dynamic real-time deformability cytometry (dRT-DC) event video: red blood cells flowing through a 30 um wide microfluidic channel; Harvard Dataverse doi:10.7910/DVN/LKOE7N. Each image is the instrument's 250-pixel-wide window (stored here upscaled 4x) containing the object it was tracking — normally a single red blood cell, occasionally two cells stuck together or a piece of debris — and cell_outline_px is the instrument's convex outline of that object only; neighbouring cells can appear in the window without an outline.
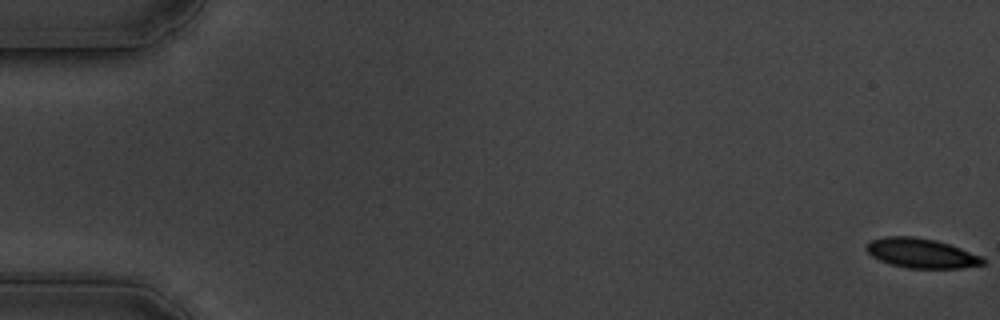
{"species": "common noctule bat (a hibernating species)", "species_latin": "Nyctalus noctula", "temperature_condition": "cold", "stored_images_in_passage": 60, "camera_frame_rate_fps": 3000, "um_per_image_px": 0.085, "animal": {"sex": "male", "body_mass_g": 19.5, "forearm_length_mm": 54.6}, "frame": {"image": 1, "passage_image": 1, "time_ms": 0.0, "image_size_px": [1000, 320], "cell_outline_px": [[984, 264], [960, 268], [908, 268], [892, 264], [880, 260], [872, 256], [864, 248], [868, 240], [884, 236], [912, 236], [936, 240], [984, 256]], "centroid_in_image_um": [78.29, 21.51], "position_along_channel_um": 6.7, "area_um2": 20.17}}
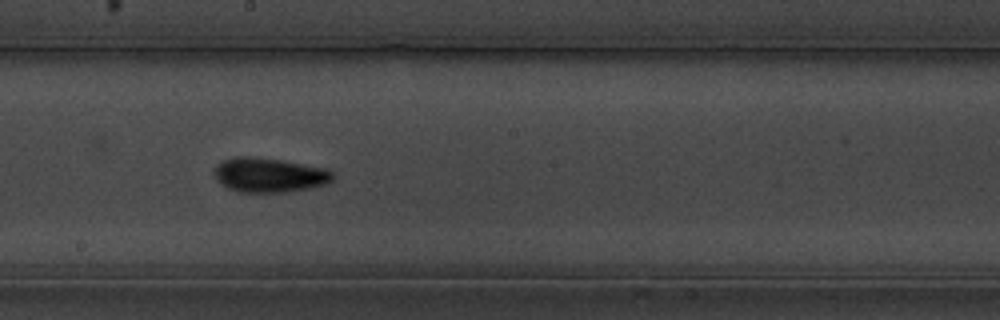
{"frame": {"image": 2, "passage_image": 34, "time_ms": 11.0, "image_size_px": [1000, 320], "cell_outline_px": [[336, 176], [328, 184], [312, 188], [292, 192], [236, 192], [220, 184], [216, 180], [212, 172], [216, 164], [224, 160], [236, 156], [252, 156], [280, 160], [328, 168]], "centroid_in_image_um": [22.89, 14.88], "position_along_channel_um": 225.3, "area_um2": 24.39}}
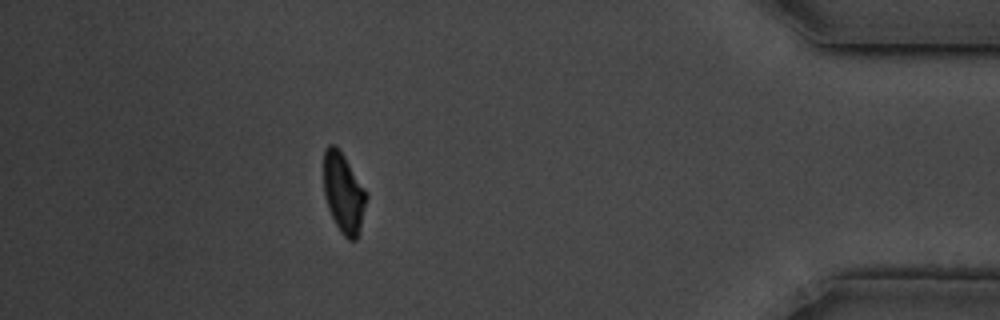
{"frame": {"image": 3, "passage_image": 54, "time_ms": 17.667, "image_size_px": [1000, 320], "cell_outline_px": [[368, 196], [356, 240], [348, 240], [340, 232], [328, 208], [324, 196], [324, 148], [328, 144], [332, 144], [344, 156], [364, 188]], "centroid_in_image_um": [29.18, 16.41], "position_along_channel_um": 406.0, "area_um2": 19.54}, "authors_computed_cell_mechanics": {"area_um2": 21.5016, "velocity_mm_per_s": 3.3875, "shape_relaxation_time_tau1_ms": 2.6655, "shape_relaxation_time_tau2_ms": 3.9362, "deformation_change_tau1": 0.1306, "deformation_change_tau2": 0.1029}}